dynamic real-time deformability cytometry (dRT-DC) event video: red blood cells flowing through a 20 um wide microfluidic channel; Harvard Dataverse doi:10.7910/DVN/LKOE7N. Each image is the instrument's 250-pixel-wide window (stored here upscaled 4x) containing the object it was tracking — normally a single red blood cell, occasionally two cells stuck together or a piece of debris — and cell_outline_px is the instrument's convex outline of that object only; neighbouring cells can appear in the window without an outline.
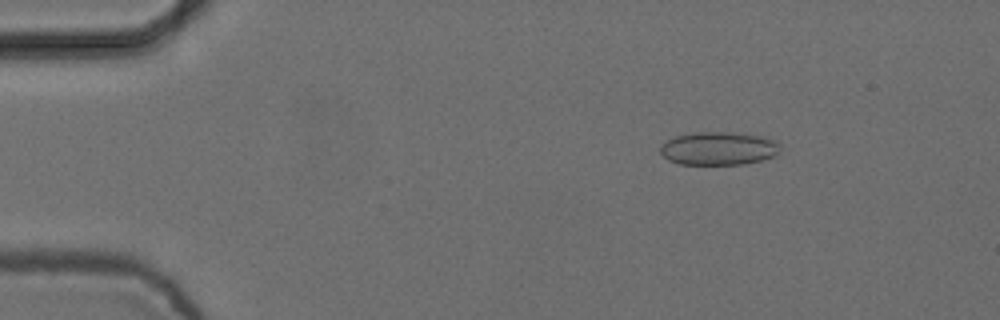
{"species": "common noctule bat (a hibernating species)", "species_latin": "Nyctalus noctula", "temperature_condition": "cold", "stored_images_in_passage": 5, "camera_frame_rate_fps": 3000, "um_per_image_px": 0.085, "animal": {"sex": "female", "body_mass_g": 24.6, "forearm_length_mm": 56.2}, "frame": {"image": 1, "passage_image": 3, "time_ms": 0.667, "image_size_px": [1000, 320], "cell_outline_px": [[780, 152], [776, 156], [744, 164], [680, 164], [668, 160], [660, 152], [660, 144], [676, 136], [692, 132], [732, 132], [760, 136], [776, 140], [780, 144]], "centroid_in_image_um": [61.09, 12.61], "position_along_channel_um": 23.9, "area_um2": 23.35}}